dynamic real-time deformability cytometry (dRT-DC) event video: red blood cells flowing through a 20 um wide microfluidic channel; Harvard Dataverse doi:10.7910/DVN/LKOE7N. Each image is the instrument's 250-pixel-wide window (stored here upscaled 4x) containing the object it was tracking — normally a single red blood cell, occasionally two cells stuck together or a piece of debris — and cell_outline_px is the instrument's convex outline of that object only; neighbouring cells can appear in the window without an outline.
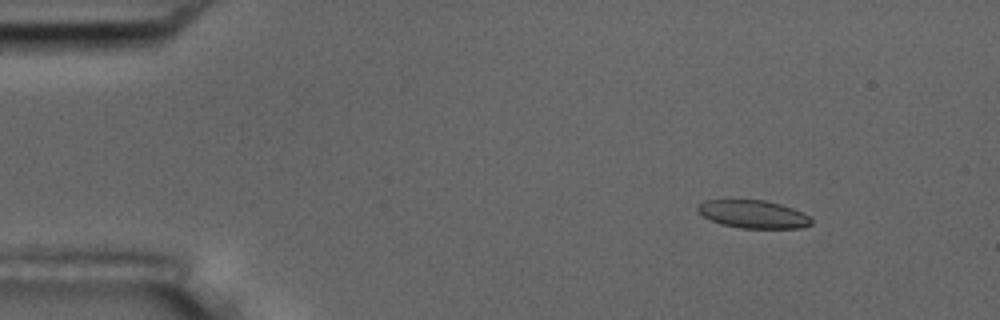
{"species": "common noctule bat (a hibernating species)", "species_latin": "Nyctalus noctula", "temperature_condition": "room temperature", "stored_images_in_passage": 8, "camera_frame_rate_fps": 3000, "um_per_image_px": 0.085, "animal": {"sex": "male", "body_mass_g": 17.5, "forearm_length_mm": 52.3}, "frame": {"image": 1, "passage_image": 3, "time_ms": 2.333, "image_size_px": [1000, 320], "cell_outline_px": [[812, 224], [800, 228], [740, 228], [720, 224], [696, 212], [696, 208], [704, 200], [764, 200], [780, 204], [792, 208], [808, 216], [812, 220]], "centroid_in_image_um": [63.99, 18.21], "position_along_channel_um": 21.0, "area_um2": 18.38}}